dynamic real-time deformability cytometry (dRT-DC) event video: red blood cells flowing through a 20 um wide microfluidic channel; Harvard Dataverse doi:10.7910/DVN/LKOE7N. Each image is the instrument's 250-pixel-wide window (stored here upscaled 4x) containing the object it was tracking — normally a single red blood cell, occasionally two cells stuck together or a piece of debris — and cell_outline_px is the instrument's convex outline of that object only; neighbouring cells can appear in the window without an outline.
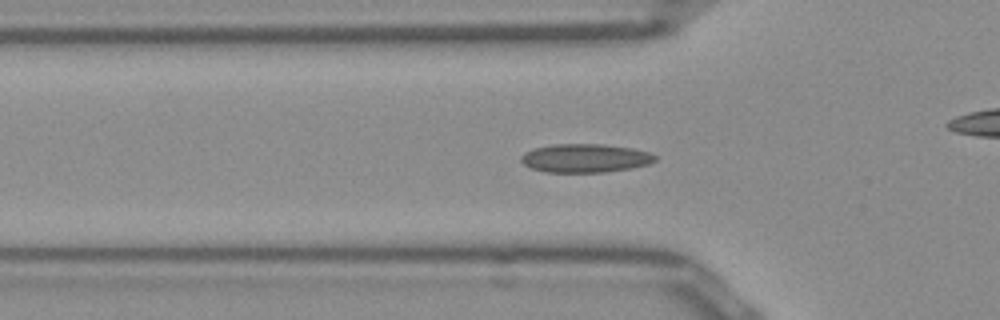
{"species": "Egyptian fruit bat (a non-hibernating species)", "species_latin": "Rousettus aegyptiacus", "temperature_condition": "room temperature", "stored_images_in_passage": 40, "camera_frame_rate_fps": 3000, "um_per_image_px": 0.085, "frame": {"image": 1, "passage_image": 4, "time_ms": 1.0, "image_size_px": [1000, 320], "cell_outline_px": [[656, 160], [648, 164], [632, 168], [604, 172], [544, 172], [532, 168], [524, 164], [520, 160], [520, 156], [524, 152], [536, 148], [556, 144], [604, 144], [632, 148], [648, 152], [656, 156]], "centroid_in_image_um": [49.74, 13.44], "position_along_channel_um": 76.1, "area_um2": 22.25}}
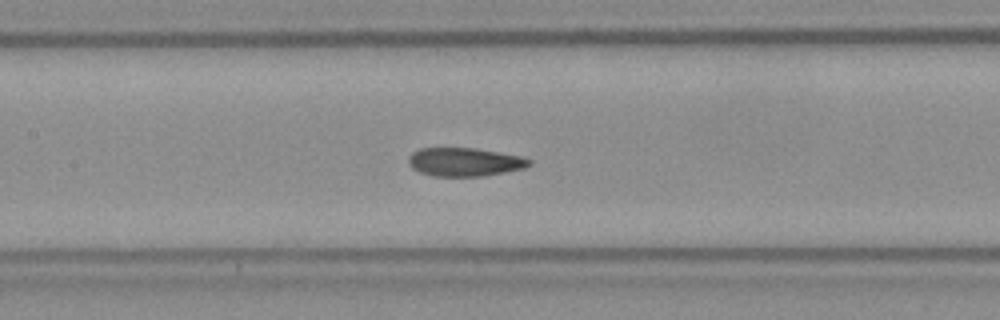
{"frame": {"image": 2, "passage_image": 11, "time_ms": 3.333, "image_size_px": [1000, 320], "cell_outline_px": [[532, 164], [524, 168], [484, 176], [432, 176], [420, 172], [412, 168], [408, 164], [408, 156], [412, 152], [420, 148], [472, 148], [520, 156], [532, 160]], "centroid_in_image_um": [39.46, 13.77], "position_along_channel_um": 167.9, "area_um2": 20.0}}
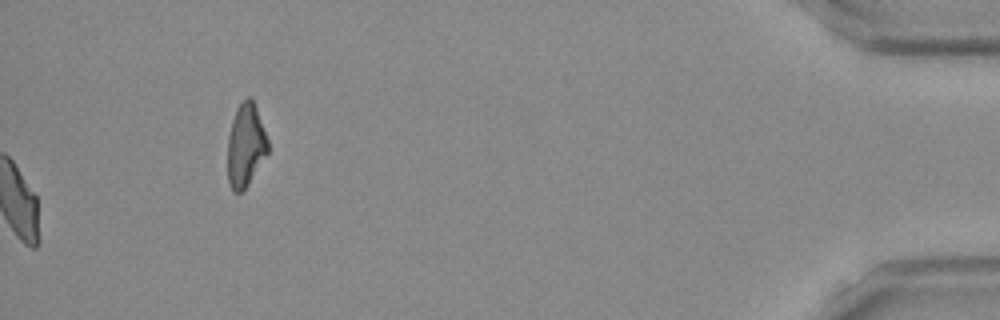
{"frame": {"image": 3, "passage_image": 40, "time_ms": 13.0, "image_size_px": [1000, 320], "cell_outline_px": [[268, 152], [248, 184], [240, 192], [236, 192], [232, 188], [228, 180], [228, 136], [232, 120], [236, 108], [248, 96], [252, 100], [256, 108], [268, 140]], "centroid_in_image_um": [20.87, 12.34], "position_along_channel_um": 414.3, "area_um2": 19.07}, "authors_computed_cell_mechanics": {"area_um2": 20.3167, "velocity_mm_per_s": 3.8786, "shape_relaxation_time_tau1_ms": null, "shape_relaxation_time_tau2_ms": 1.7138, "deformation_change_tau1": null, "deformation_change_tau2": 0.0737}}